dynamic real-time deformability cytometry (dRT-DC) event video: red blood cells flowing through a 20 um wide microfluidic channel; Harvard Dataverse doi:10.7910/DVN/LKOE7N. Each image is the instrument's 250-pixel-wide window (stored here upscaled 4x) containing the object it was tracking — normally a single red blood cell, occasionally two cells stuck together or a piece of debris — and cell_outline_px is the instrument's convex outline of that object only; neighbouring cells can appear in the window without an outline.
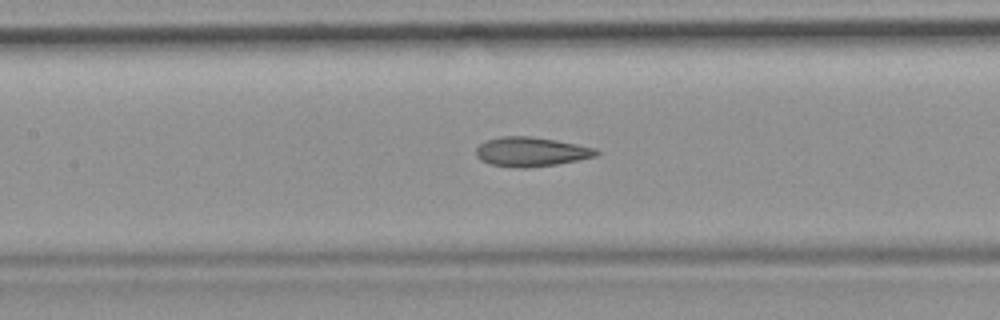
{"species": "common noctule bat (a hibernating species)", "species_latin": "Nyctalus noctula", "temperature_condition": "room temperature", "stored_images_in_passage": 32, "camera_frame_rate_fps": 3000, "um_per_image_px": 0.085, "animal": {"sex": "female", "body_mass_g": 19.9}, "frame": {"image": 1, "passage_image": 19, "time_ms": 6.0, "image_size_px": [1000, 320], "cell_outline_px": [[600, 152], [596, 156], [556, 164], [528, 168], [516, 168], [488, 164], [480, 160], [476, 156], [476, 148], [480, 144], [488, 140], [504, 136], [528, 136], [556, 140], [596, 148]], "centroid_in_image_um": [45.12, 12.91], "position_along_channel_um": 162.3, "area_um2": 20.52}}